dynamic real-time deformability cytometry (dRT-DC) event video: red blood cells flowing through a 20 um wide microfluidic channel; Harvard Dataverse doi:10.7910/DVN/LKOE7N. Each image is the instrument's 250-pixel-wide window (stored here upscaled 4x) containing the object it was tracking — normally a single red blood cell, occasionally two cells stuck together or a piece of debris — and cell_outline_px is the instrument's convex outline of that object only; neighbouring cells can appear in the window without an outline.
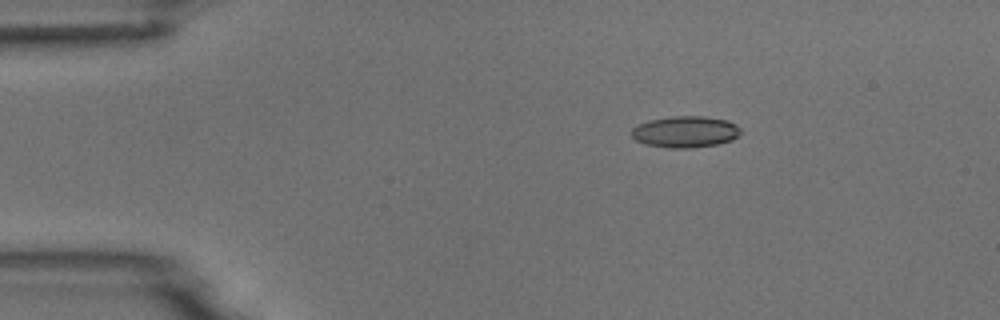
{"species": "common noctule bat (a hibernating species)", "species_latin": "Nyctalus noctula", "temperature_condition": "room temperature", "stored_images_in_passage": 4, "camera_frame_rate_fps": 3000, "um_per_image_px": 0.085, "animal": {"sex": "male", "body_mass_g": 18.8}, "frame": {"image": 1, "passage_image": 3, "time_ms": 2.333, "image_size_px": [1000, 320], "cell_outline_px": [[740, 132], [732, 140], [716, 144], [692, 148], [672, 148], [644, 144], [636, 140], [632, 136], [632, 128], [636, 124], [648, 120], [672, 116], [704, 116], [728, 120], [736, 124], [740, 128]], "centroid_in_image_um": [58.23, 11.19], "position_along_channel_um": 26.8, "area_um2": 20.06}}